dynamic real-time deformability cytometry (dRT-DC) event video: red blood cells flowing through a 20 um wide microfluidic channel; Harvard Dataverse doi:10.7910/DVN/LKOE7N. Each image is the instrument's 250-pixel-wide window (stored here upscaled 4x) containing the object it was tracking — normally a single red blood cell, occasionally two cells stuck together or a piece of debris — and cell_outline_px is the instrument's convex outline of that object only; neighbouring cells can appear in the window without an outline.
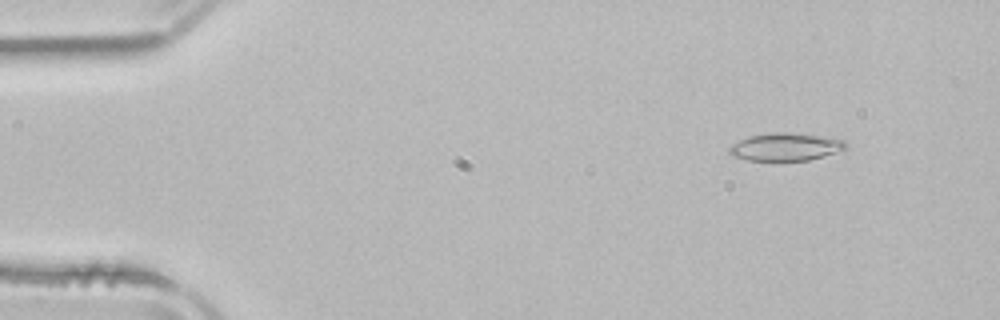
{"species": "common noctule bat (a hibernating species)", "species_latin": "Nyctalus noctula", "temperature_condition": "room temperature", "stored_images_in_passage": 52, "camera_frame_rate_fps": 3000, "um_per_image_px": 0.085, "animal": {"sex": "male", "body_mass_g": 21.5, "forearm_length_mm": 52.0}, "frame": {"image": 1, "passage_image": 6, "time_ms": 1.667, "image_size_px": [1000, 320], "cell_outline_px": [[848, 148], [824, 156], [808, 160], [748, 160], [732, 156], [728, 152], [728, 148], [732, 144], [748, 136], [776, 132], [784, 132], [820, 136], [844, 140], [848, 144]], "centroid_in_image_um": [66.76, 12.48], "position_along_channel_um": 18.2, "area_um2": 18.67}}
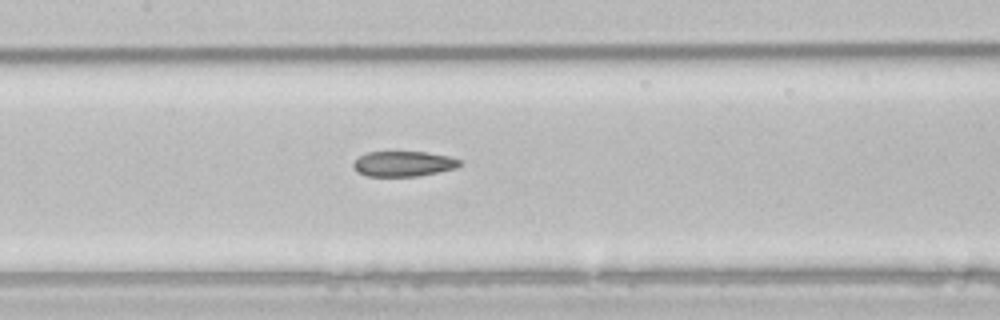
{"frame": {"image": 2, "passage_image": 25, "time_ms": 8.0, "image_size_px": [1000, 320], "cell_outline_px": [[460, 164], [456, 168], [416, 176], [368, 176], [356, 172], [352, 164], [360, 156], [368, 152], [424, 152], [448, 156], [460, 160]], "centroid_in_image_um": [34.26, 13.92], "position_along_channel_um": 173.1, "area_um2": 15.43}}
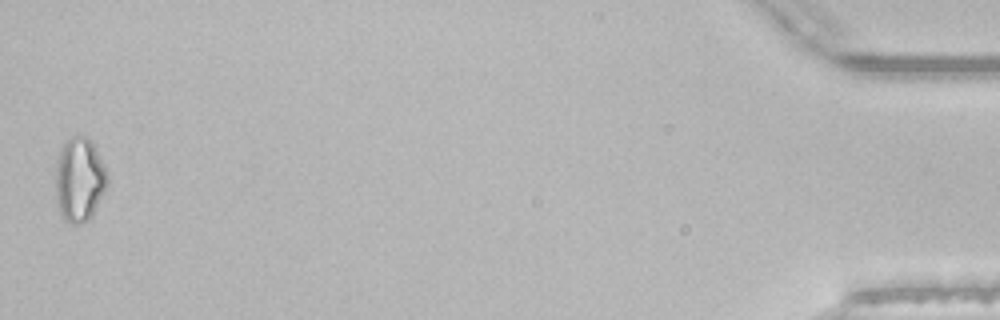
{"frame": {"image": 3, "passage_image": 52, "time_ms": 17.0, "image_size_px": [1000, 320], "cell_outline_px": [[108, 180], [104, 192], [92, 216], [88, 220], [80, 224], [72, 224], [64, 220], [60, 212], [56, 200], [56, 160], [60, 148], [64, 140], [72, 136], [84, 136], [92, 144], [108, 176]], "centroid_in_image_um": [6.71, 15.29], "position_along_channel_um": 428.5, "area_um2": 25.2}, "authors_computed_cell_mechanics": {"area_um2": 18.1781, "velocity_mm_per_s": 3.9113, "shape_relaxation_time_tau1_ms": null, "shape_relaxation_time_tau2_ms": 6.0378, "deformation_change_tau1": null, "deformation_change_tau2": 0.13}}